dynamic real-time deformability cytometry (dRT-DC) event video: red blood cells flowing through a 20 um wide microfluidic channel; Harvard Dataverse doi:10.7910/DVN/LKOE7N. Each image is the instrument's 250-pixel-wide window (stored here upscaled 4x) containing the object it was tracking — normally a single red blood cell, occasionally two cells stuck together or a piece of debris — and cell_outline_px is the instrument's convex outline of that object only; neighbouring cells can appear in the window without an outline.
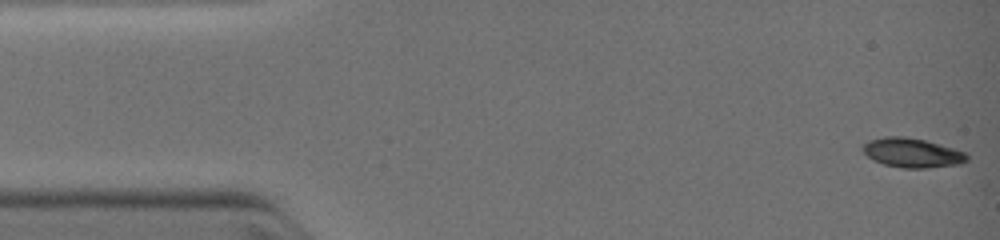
{"species": "common noctule bat (a hibernating species)", "species_latin": "Nyctalus noctula", "temperature_condition": "warm", "stored_images_in_passage": 21, "camera_frame_rate_fps": 3000, "um_per_image_px": 0.085, "animal": {"sex": "female", "body_mass_g": 19.0, "forearm_length_mm": 51.5}, "frame": {"image": 1, "passage_image": 1, "time_ms": 0.0, "image_size_px": [1000, 240], "cell_outline_px": [[968, 160], [956, 164], [924, 168], [904, 168], [884, 164], [868, 156], [864, 152], [864, 144], [872, 140], [884, 136], [900, 136], [924, 140], [952, 148], [964, 152], [968, 156]], "centroid_in_image_um": [77.54, 12.99], "position_along_channel_um": 7.5, "area_um2": 17.22}}
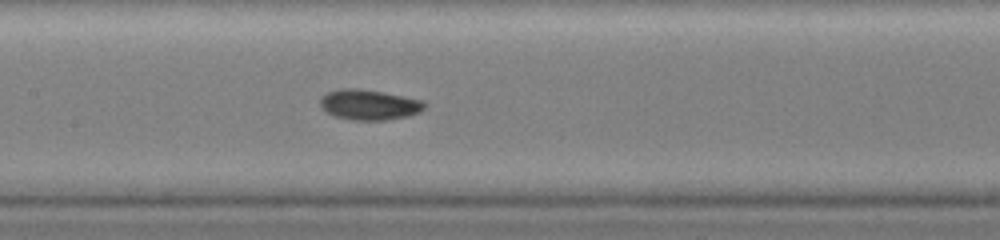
{"frame": {"image": 2, "passage_image": 16, "time_ms": 5.667, "image_size_px": [1000, 240], "cell_outline_px": [[428, 104], [420, 112], [408, 116], [384, 120], [352, 120], [336, 116], [328, 112], [320, 104], [320, 100], [328, 92], [344, 88], [356, 88], [380, 92], [424, 100]], "centroid_in_image_um": [31.43, 8.91], "position_along_channel_um": 176.0, "area_um2": 18.15}}
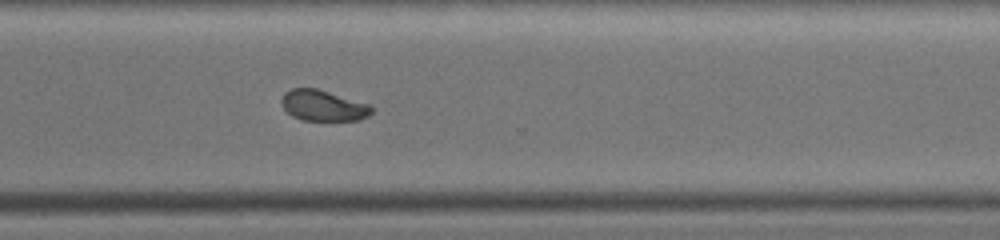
{"frame": {"image": 3, "passage_image": 21, "time_ms": 9.0, "image_size_px": [1000, 240], "cell_outline_px": [[372, 112], [368, 116], [360, 120], [300, 120], [292, 116], [280, 104], [280, 100], [284, 92], [292, 88], [316, 88], [368, 104], [372, 108]], "centroid_in_image_um": [27.42, 8.97], "position_along_channel_um": 343.2, "area_um2": 16.13}}